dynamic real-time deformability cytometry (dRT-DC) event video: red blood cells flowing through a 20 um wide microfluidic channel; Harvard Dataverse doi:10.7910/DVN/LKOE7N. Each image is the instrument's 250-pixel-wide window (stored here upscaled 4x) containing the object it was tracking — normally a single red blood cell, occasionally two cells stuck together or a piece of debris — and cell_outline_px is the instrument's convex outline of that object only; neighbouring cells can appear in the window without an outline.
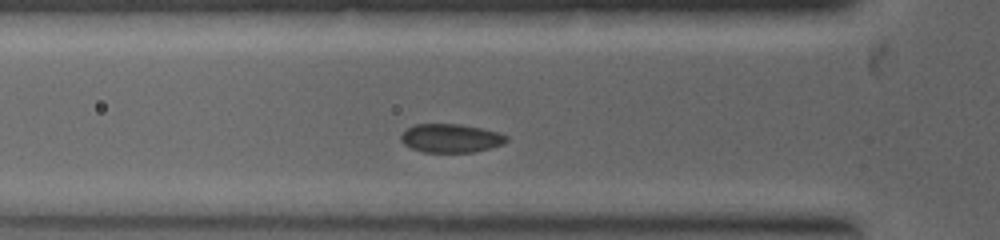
{"species": "common noctule bat (a hibernating species)", "species_latin": "Nyctalus noctula", "temperature_condition": "warm", "stored_images_in_passage": 2, "camera_frame_rate_fps": 5000, "um_per_image_px": 0.085, "animal": {"sex": "female", "body_mass_g": 19.0, "forearm_length_mm": 53.3}, "frame": {"image": 1, "passage_image": 2, "time_ms": 1.0, "image_size_px": [1000, 240], "cell_outline_px": [[508, 140], [504, 144], [472, 152], [424, 152], [412, 148], [404, 144], [400, 140], [400, 136], [408, 128], [416, 124], [460, 124], [480, 128], [496, 132], [508, 136]], "centroid_in_image_um": [38.31, 11.75], "position_along_channel_um": 87.5, "area_um2": 17.4}}